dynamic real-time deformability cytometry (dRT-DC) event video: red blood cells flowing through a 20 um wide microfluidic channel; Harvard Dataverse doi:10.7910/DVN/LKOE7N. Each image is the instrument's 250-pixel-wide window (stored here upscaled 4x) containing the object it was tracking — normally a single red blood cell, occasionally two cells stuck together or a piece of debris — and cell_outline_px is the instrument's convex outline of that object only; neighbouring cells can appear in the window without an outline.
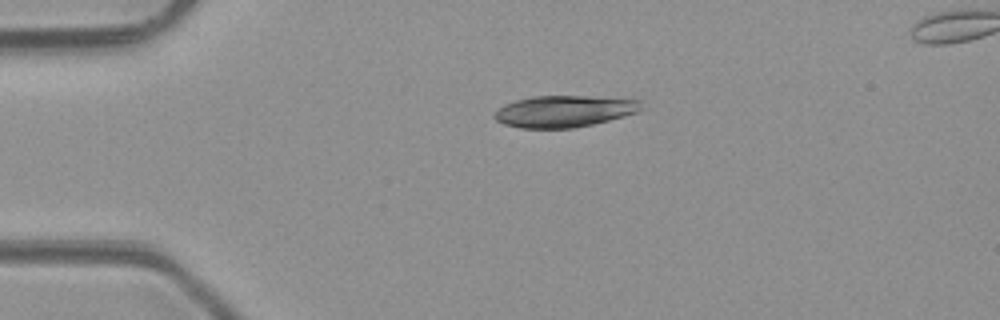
{"species": "common noctule bat (a hibernating species)", "species_latin": "Nyctalus noctula", "temperature_condition": "room temperature", "stored_images_in_passage": 2, "camera_frame_rate_fps": 3000, "um_per_image_px": 0.085, "animal": {"sex": "male", "body_mass_g": 23.1, "forearm_length_mm": 52.7}, "frame": {"image": 1, "passage_image": 1, "time_ms": 0.0, "image_size_px": [1000, 320], "cell_outline_px": [[644, 108], [636, 112], [624, 116], [592, 124], [572, 128], [520, 128], [504, 124], [496, 120], [492, 116], [504, 104], [516, 100], [532, 96], [588, 96], [640, 100]], "centroid_in_image_um": [47.94, 9.45], "position_along_channel_um": 37.1, "area_um2": 26.93}}